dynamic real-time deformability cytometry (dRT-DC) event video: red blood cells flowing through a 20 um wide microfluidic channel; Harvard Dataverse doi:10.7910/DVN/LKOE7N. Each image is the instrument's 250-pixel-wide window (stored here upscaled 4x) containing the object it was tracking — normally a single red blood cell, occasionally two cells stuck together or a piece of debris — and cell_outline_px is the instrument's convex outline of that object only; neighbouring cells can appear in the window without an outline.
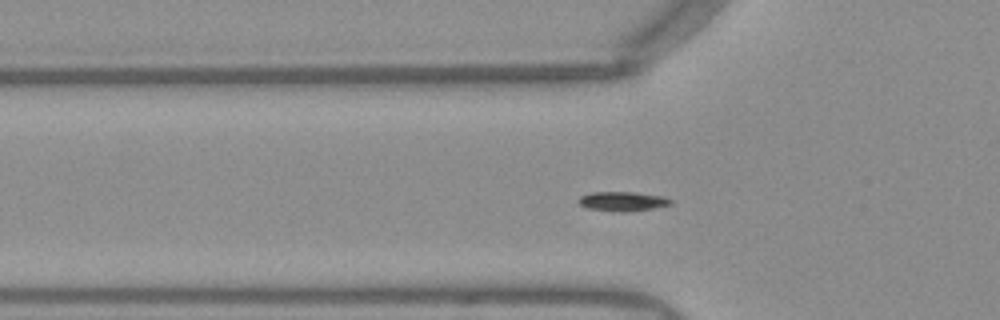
{"species": "Egyptian fruit bat (a non-hibernating species)", "species_latin": "Rousettus aegyptiacus", "temperature_condition": "warm", "stored_images_in_passage": 49, "camera_frame_rate_fps": 3000, "um_per_image_px": 0.085, "frame": {"image": 1, "passage_image": 14, "time_ms": 4.333, "image_size_px": [1000, 320], "cell_outline_px": [[672, 204], [652, 208], [628, 212], [616, 212], [588, 208], [580, 204], [576, 200], [580, 196], [592, 192], [636, 192], [664, 196], [672, 200]], "centroid_in_image_um": [52.91, 17.11], "position_along_channel_um": 72.9, "area_um2": 10.52}}